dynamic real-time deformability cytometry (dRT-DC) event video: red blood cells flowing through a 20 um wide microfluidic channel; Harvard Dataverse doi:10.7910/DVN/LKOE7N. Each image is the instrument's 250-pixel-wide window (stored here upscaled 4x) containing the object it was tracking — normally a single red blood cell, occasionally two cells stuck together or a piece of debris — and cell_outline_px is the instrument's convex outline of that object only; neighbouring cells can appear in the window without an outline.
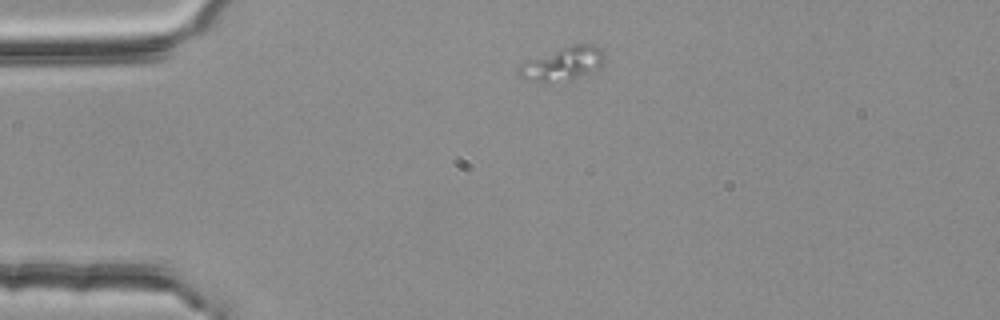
{"species": "common noctule bat (a hibernating species)", "species_latin": "Nyctalus noctula", "temperature_condition": "room temperature", "stored_images_in_passage": 2, "camera_frame_rate_fps": 3000, "um_per_image_px": 0.085, "animal": {"sex": "female", "body_mass_g": 25.1}, "frame": {"image": 1, "passage_image": 1, "time_ms": 0.0, "image_size_px": [1000, 320], "cell_outline_px": [[604, 64], [600, 68], [572, 80], [548, 84], [544, 84], [520, 76], [516, 72], [516, 68], [520, 64], [560, 48], [572, 44], [592, 44], [600, 48], [604, 56]], "centroid_in_image_um": [47.85, 5.45], "position_along_channel_um": 37.2, "area_um2": 16.94}}